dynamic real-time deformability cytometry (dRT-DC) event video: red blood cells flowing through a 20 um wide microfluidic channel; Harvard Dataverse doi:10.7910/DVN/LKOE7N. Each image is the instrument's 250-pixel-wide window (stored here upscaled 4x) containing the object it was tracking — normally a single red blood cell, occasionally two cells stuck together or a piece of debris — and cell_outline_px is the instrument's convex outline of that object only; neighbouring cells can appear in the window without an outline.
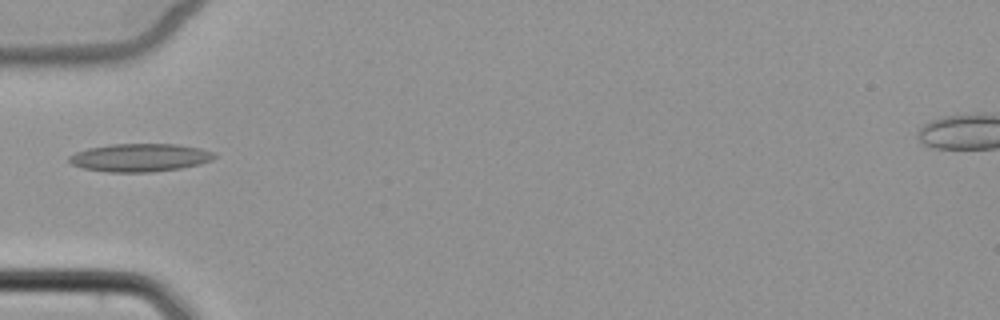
{"species": "common noctule bat (a hibernating species)", "species_latin": "Nyctalus noctula", "temperature_condition": "cold", "stored_images_in_passage": 5, "camera_frame_rate_fps": 3000, "um_per_image_px": 0.085, "animal": {"sex": "female", "body_mass_g": 22.7, "forearm_length_mm": 54.2}, "frame": {"image": 1, "passage_image": 5, "time_ms": 5.667, "image_size_px": [1000, 320], "cell_outline_px": [[216, 156], [212, 160], [200, 164], [180, 168], [152, 172], [108, 172], [84, 168], [72, 164], [68, 160], [68, 156], [76, 152], [88, 148], [112, 144], [176, 144], [200, 148], [212, 152]], "centroid_in_image_um": [11.89, 13.39], "position_along_channel_um": 73.1, "area_um2": 23.64}}